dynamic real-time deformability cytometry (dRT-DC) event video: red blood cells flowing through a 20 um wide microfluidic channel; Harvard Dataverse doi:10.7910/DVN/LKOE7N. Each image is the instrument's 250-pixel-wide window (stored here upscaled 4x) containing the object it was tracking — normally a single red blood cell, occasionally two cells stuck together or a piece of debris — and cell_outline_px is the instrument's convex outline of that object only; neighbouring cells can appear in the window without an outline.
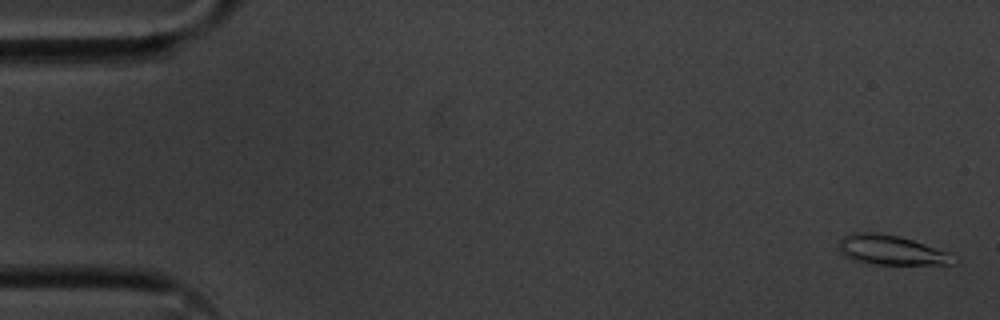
{"species": "common noctule bat (a hibernating species)", "species_latin": "Nyctalus noctula", "temperature_condition": "cold", "stored_images_in_passage": 57, "camera_frame_rate_fps": 3000, "um_per_image_px": 0.085, "animal": {"sex": "male", "body_mass_g": 20.1, "forearm_length_mm": 53.5}, "frame": {"image": 1, "passage_image": 2, "time_ms": 0.333, "image_size_px": [1000, 320], "cell_outline_px": [[960, 260], [952, 264], [864, 264], [852, 260], [844, 256], [840, 252], [840, 240], [844, 236], [852, 232], [876, 232], [900, 236], [948, 252], [956, 256]], "centroid_in_image_um": [75.75, 21.27], "position_along_channel_um": 9.3, "area_um2": 20.0}}
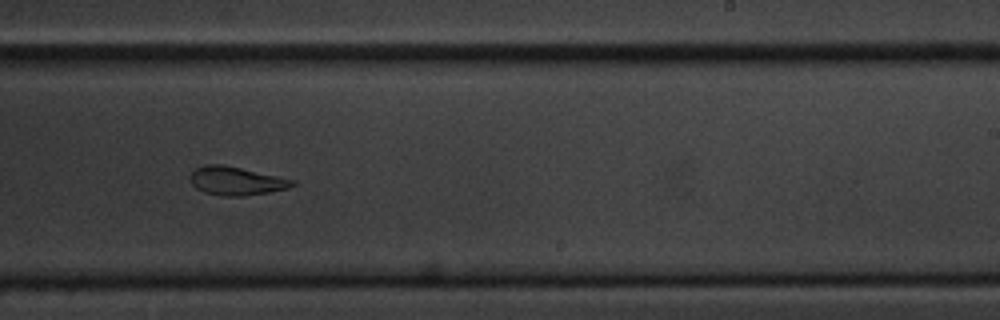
{"frame": {"image": 2, "passage_image": 35, "time_ms": 11.333, "image_size_px": [1000, 320], "cell_outline_px": [[296, 184], [288, 188], [268, 192], [244, 196], [224, 196], [204, 192], [196, 188], [192, 184], [192, 172], [196, 168], [204, 164], [220, 164], [240, 168], [296, 180]], "centroid_in_image_um": [20.09, 15.38], "position_along_channel_um": 268.9, "area_um2": 16.7}}
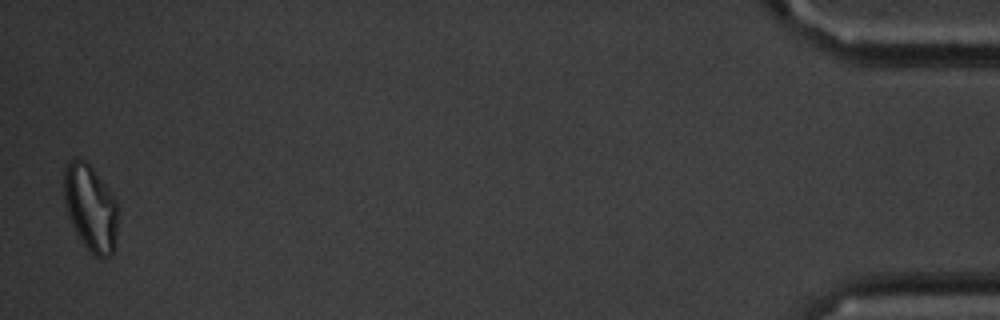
{"frame": {"image": 3, "passage_image": 56, "time_ms": 18.333, "image_size_px": [1000, 320], "cell_outline_px": [[116, 248], [112, 256], [96, 256], [88, 252], [76, 232], [68, 216], [64, 204], [64, 164], [72, 156], [84, 160], [92, 168], [116, 196]], "centroid_in_image_um": [7.68, 17.64], "position_along_channel_um": 427.5, "area_um2": 27.57}, "authors_computed_cell_mechanics": {"area_um2": 18.1492, "velocity_mm_per_s": 3.5475, "shape_relaxation_time_tau1_ms": 2.5148, "shape_relaxation_time_tau2_ms": 5.0225, "deformation_change_tau1": 0.1589, "deformation_change_tau2": 0.1382}}